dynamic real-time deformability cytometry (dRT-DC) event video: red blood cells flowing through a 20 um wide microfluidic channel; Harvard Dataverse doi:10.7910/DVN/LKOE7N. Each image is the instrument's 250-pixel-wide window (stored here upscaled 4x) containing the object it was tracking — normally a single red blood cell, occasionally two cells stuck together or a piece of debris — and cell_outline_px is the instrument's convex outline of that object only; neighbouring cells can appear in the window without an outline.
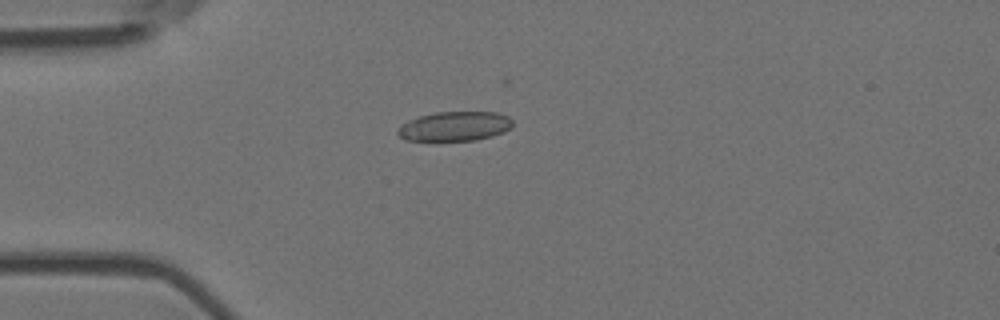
{"species": "Egyptian fruit bat (a non-hibernating species)", "species_latin": "Rousettus aegyptiacus", "temperature_condition": "room temperature", "stored_images_in_passage": 4, "camera_frame_rate_fps": 3000, "um_per_image_px": 0.085, "animal": {"sex": "female"}, "frame": {"image": 1, "passage_image": 1, "time_ms": 0.0, "image_size_px": [1000, 320], "cell_outline_px": [[512, 124], [504, 132], [492, 136], [476, 140], [404, 140], [396, 132], [400, 124], [408, 120], [420, 116], [436, 112], [496, 112], [508, 116], [512, 120]], "centroid_in_image_um": [38.63, 10.73], "position_along_channel_um": 46.4, "area_um2": 19.65}}
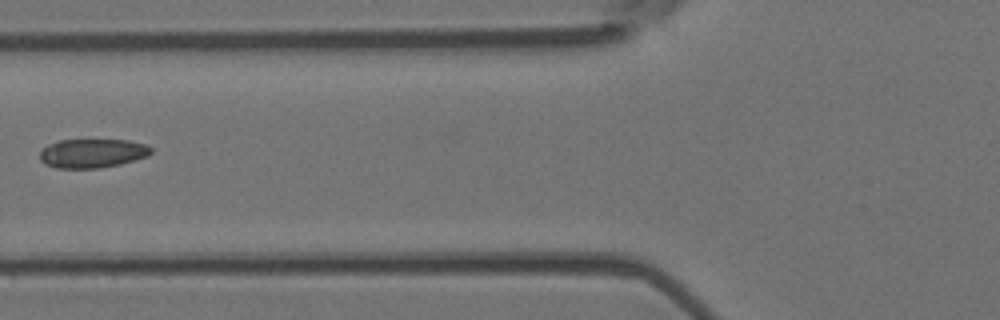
{"frame": {"image": 2, "passage_image": 3, "time_ms": 0.667, "image_size_px": [1000, 320], "cell_outline_px": [[152, 152], [148, 156], [120, 164], [100, 168], [56, 168], [44, 164], [40, 160], [40, 152], [48, 144], [60, 140], [128, 140], [144, 144], [152, 148]], "centroid_in_image_um": [7.84, 13.03], "position_along_channel_um": 118.0, "area_um2": 18.79}}
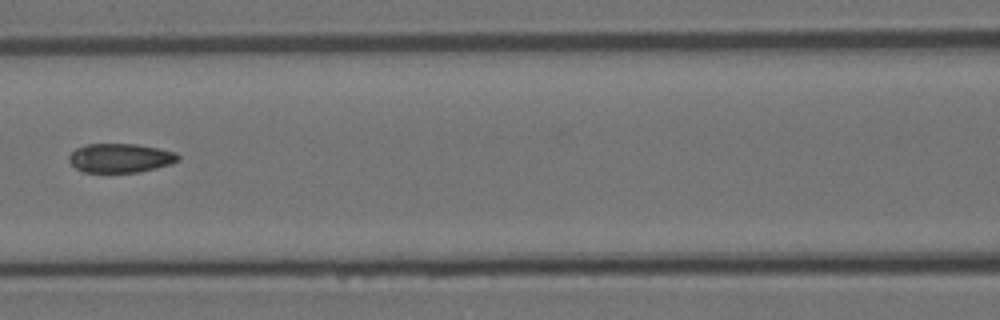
{"frame": {"image": 3, "passage_image": 4, "time_ms": 1.0, "image_size_px": [1000, 320], "cell_outline_px": [[180, 160], [172, 164], [156, 168], [136, 172], [84, 172], [76, 168], [68, 160], [68, 156], [76, 148], [84, 144], [136, 144], [160, 148], [176, 152], [180, 156]], "centroid_in_image_um": [10.25, 13.42], "position_along_channel_um": 156.3, "area_um2": 18.61}}